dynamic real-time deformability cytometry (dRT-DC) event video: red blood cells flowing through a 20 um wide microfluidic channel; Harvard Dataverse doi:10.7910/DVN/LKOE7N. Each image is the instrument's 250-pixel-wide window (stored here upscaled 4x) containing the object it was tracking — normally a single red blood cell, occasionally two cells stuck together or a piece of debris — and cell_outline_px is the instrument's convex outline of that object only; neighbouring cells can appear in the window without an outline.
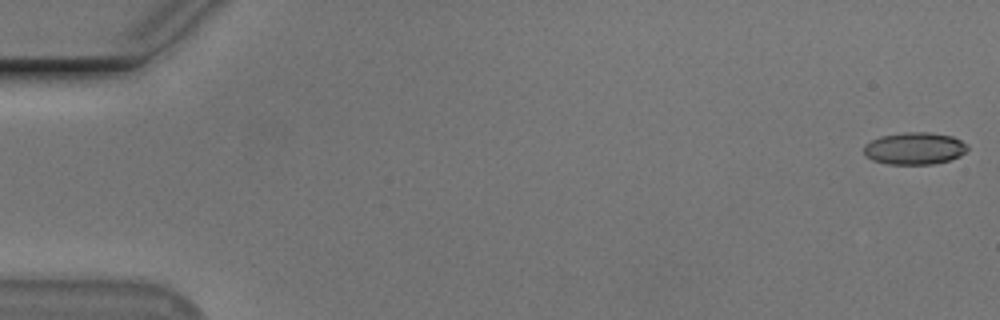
{"species": "Egyptian fruit bat (a non-hibernating species)", "species_latin": "Rousettus aegyptiacus", "temperature_condition": "cold", "stored_images_in_passage": 55, "camera_frame_rate_fps": 3000, "um_per_image_px": 0.085, "animal": {"sex": "male"}, "frame": {"image": 1, "passage_image": 1, "time_ms": 0.0, "image_size_px": [1000, 320], "cell_outline_px": [[968, 148], [960, 156], [948, 160], [932, 164], [888, 164], [872, 160], [864, 156], [864, 144], [880, 136], [904, 132], [928, 132], [952, 136], [968, 144]], "centroid_in_image_um": [77.71, 12.61], "position_along_channel_um": 7.3, "area_um2": 19.48}}
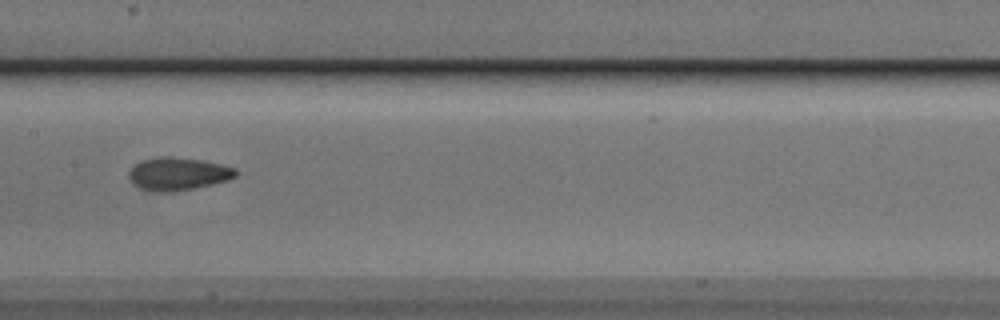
{"frame": {"image": 2, "passage_image": 28, "time_ms": 9.0, "image_size_px": [1000, 320], "cell_outline_px": [[236, 176], [228, 180], [212, 184], [192, 188], [168, 192], [160, 192], [140, 188], [132, 184], [128, 176], [128, 172], [140, 160], [160, 156], [172, 156], [204, 160], [236, 168]], "centroid_in_image_um": [15.11, 14.76], "position_along_channel_um": 192.3, "area_um2": 20.46}}
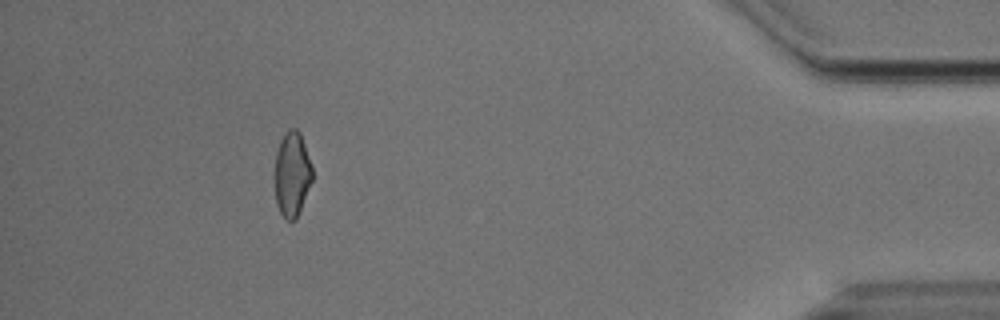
{"frame": {"image": 3, "passage_image": 50, "time_ms": 16.333, "image_size_px": [1000, 320], "cell_outline_px": [[312, 180], [296, 220], [288, 220], [280, 212], [276, 204], [276, 152], [280, 140], [288, 128], [296, 128], [300, 132], [312, 168]], "centroid_in_image_um": [24.83, 14.79], "position_along_channel_um": 410.4, "area_um2": 18.21}, "authors_computed_cell_mechanics": {"area_um2": 19.7098, "velocity_mm_per_s": 3.7596, "shape_relaxation_time_tau1_ms": 4.0219, "shape_relaxation_time_tau2_ms": 3.1374, "deformation_change_tau1": 0.1144, "deformation_change_tau2": 0.0946}}